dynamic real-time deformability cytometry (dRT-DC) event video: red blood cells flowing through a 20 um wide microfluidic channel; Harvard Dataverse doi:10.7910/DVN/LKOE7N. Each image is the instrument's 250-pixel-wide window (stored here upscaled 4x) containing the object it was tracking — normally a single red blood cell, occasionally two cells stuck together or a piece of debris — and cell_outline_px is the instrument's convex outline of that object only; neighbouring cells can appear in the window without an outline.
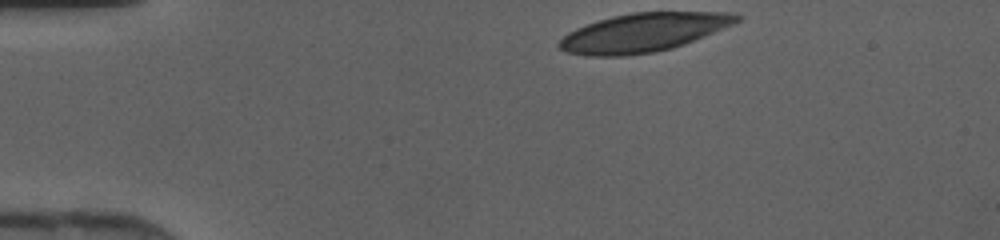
{"species": "human", "species_latin": "Homo sapiens", "temperature_condition": "cold", "stored_images_in_passage": 31, "camera_frame_rate_fps": 3000, "um_per_image_px": 0.085, "donor": {"sex": "female"}, "frame": {"image": 1, "passage_image": 1, "time_ms": 0.0, "image_size_px": [1000, 240], "cell_outline_px": [[744, 16], [740, 20], [732, 24], [704, 36], [684, 44], [672, 48], [652, 52], [624, 56], [584, 56], [564, 52], [556, 44], [568, 32], [576, 28], [612, 16], [632, 12], [728, 12]], "centroid_in_image_um": [54.65, 2.77], "position_along_channel_um": 30.3, "area_um2": 39.82}}
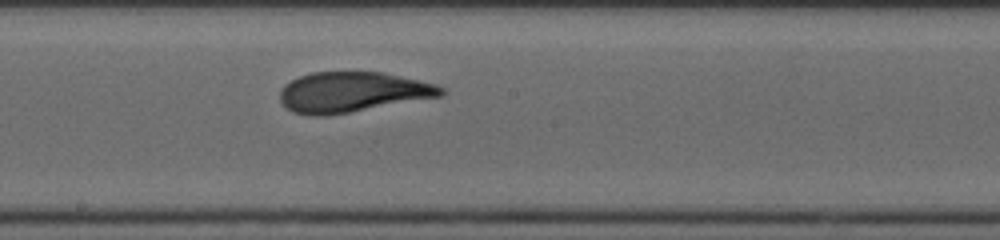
{"frame": {"image": 2, "passage_image": 18, "time_ms": 5.667, "image_size_px": [1000, 240], "cell_outline_px": [[444, 96], [328, 116], [308, 116], [292, 112], [280, 100], [280, 88], [284, 84], [300, 76], [312, 72], [384, 72], [436, 84], [444, 88]], "centroid_in_image_um": [29.96, 7.84], "position_along_channel_um": 218.2, "area_um2": 38.09}}
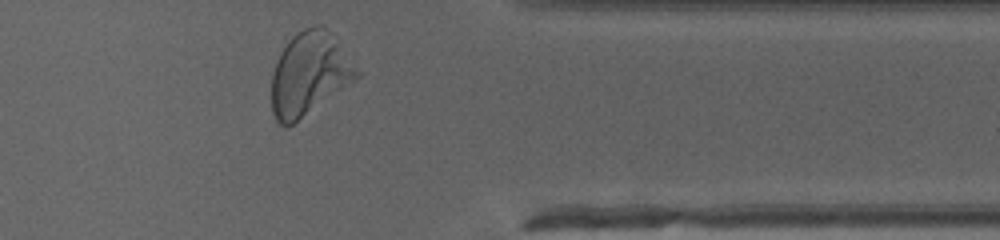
{"frame": {"image": 3, "passage_image": 30, "time_ms": 9.667, "image_size_px": [1000, 240], "cell_outline_px": [[360, 76], [288, 128], [280, 124], [276, 120], [272, 112], [272, 72], [280, 52], [292, 36], [304, 28], [316, 24], [320, 24], [336, 36], [360, 72]], "centroid_in_image_um": [26.29, 6.26], "position_along_channel_um": 385.1, "area_um2": 41.27}}